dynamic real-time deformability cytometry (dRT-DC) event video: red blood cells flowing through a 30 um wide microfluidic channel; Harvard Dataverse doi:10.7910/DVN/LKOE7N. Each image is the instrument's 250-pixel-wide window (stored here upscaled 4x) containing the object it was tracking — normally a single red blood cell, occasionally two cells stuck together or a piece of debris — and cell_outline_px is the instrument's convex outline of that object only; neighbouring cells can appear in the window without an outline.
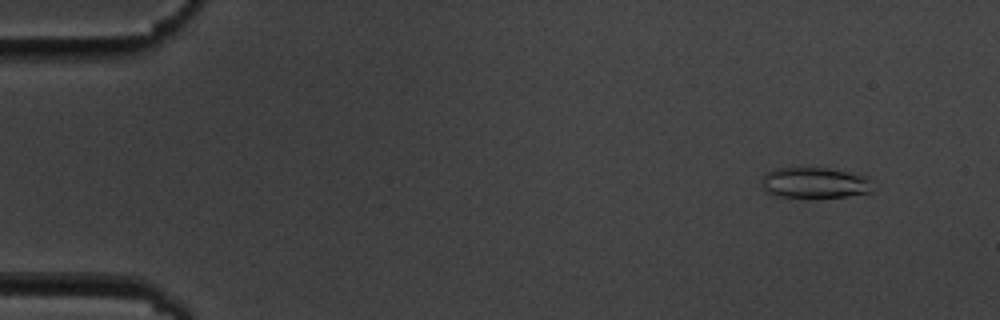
{"species": "common noctule bat (a hibernating species)", "species_latin": "Nyctalus noctula", "temperature_condition": "cold", "stored_images_in_passage": 2, "camera_frame_rate_fps": 3000, "um_per_image_px": 0.085, "animal": {"sex": "male", "body_mass_g": 19.5, "forearm_length_mm": 54.6}, "frame": {"image": 1, "passage_image": 2, "time_ms": 2.0, "image_size_px": [1000, 320], "cell_outline_px": [[872, 192], [844, 196], [780, 196], [764, 192], [760, 180], [768, 172], [776, 168], [828, 168], [868, 176], [872, 180]], "centroid_in_image_um": [69.26, 15.52], "position_along_channel_um": 15.7, "area_um2": 19.71}}